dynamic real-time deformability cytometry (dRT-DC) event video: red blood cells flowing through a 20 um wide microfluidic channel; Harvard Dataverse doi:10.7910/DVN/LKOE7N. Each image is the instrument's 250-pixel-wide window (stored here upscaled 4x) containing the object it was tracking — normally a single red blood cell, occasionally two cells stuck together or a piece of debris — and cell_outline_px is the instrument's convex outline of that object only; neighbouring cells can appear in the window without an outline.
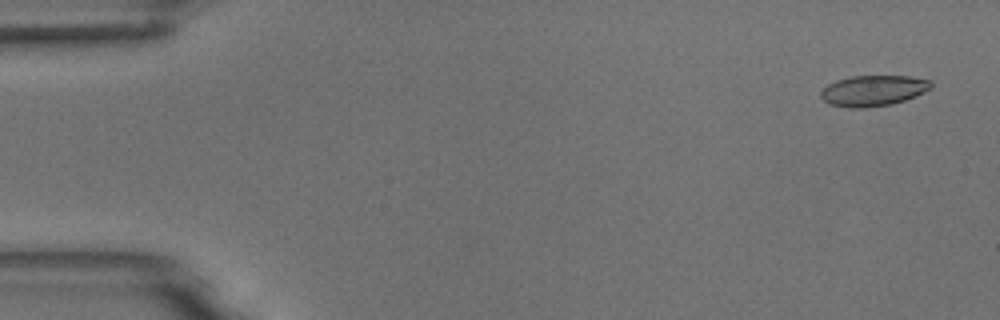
{"species": "common noctule bat (a hibernating species)", "species_latin": "Nyctalus noctula", "temperature_condition": "room temperature", "stored_images_in_passage": 4, "camera_frame_rate_fps": 3000, "um_per_image_px": 0.085, "animal": {"sex": "male", "body_mass_g": 18.8}, "frame": {"image": 1, "passage_image": 1, "time_ms": 0.0, "image_size_px": [1000, 320], "cell_outline_px": [[932, 88], [916, 96], [892, 104], [864, 108], [848, 108], [828, 104], [820, 96], [820, 92], [828, 84], [836, 80], [852, 76], [912, 76], [932, 80]], "centroid_in_image_um": [74.24, 7.7], "position_along_channel_um": 10.8, "area_um2": 19.94}}
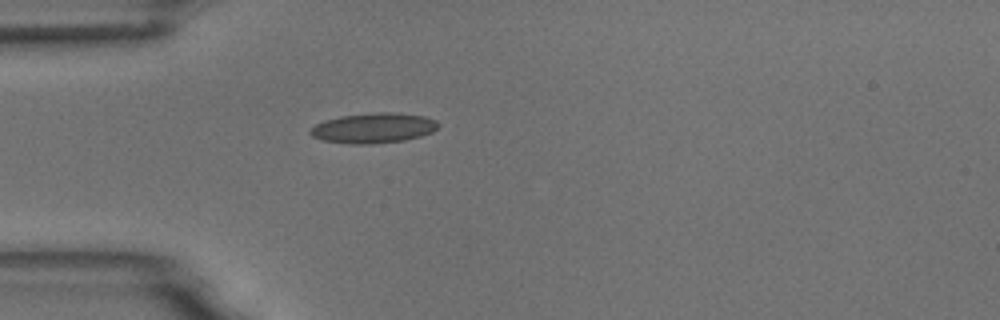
{"frame": {"image": 2, "passage_image": 4, "time_ms": 4.333, "image_size_px": [1000, 320], "cell_outline_px": [[440, 124], [432, 132], [420, 136], [404, 140], [372, 144], [348, 144], [324, 140], [312, 136], [308, 132], [316, 124], [324, 120], [340, 116], [376, 112], [396, 112], [424, 116], [436, 120]], "centroid_in_image_um": [31.75, 10.87], "position_along_channel_um": 53.3, "area_um2": 22.48}}